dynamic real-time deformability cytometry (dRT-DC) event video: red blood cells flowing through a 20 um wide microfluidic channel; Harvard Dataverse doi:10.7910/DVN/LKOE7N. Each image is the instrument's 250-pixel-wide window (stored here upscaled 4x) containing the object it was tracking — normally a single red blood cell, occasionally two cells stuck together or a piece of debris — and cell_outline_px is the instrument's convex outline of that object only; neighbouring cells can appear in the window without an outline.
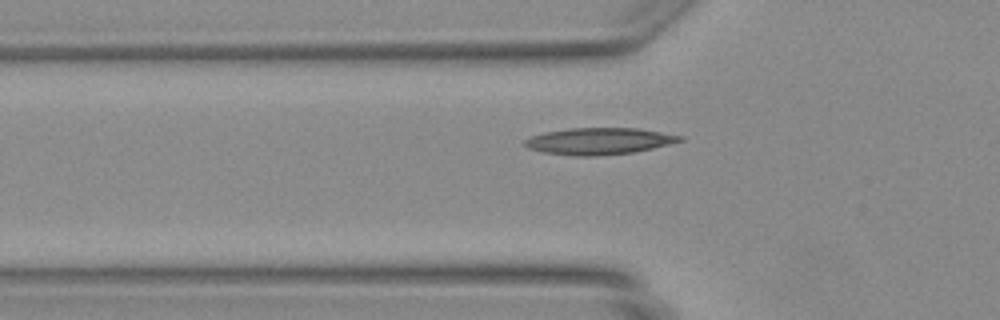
{"species": "Egyptian fruit bat (a non-hibernating species)", "species_latin": "Rousettus aegyptiacus", "temperature_condition": "warm", "stored_images_in_passage": 31, "camera_frame_rate_fps": 3000, "um_per_image_px": 0.085, "animal": {"sex": "female"}, "frame": {"image": 1, "passage_image": 4, "time_ms": 1.0, "image_size_px": [1000, 320], "cell_outline_px": [[684, 140], [652, 148], [632, 152], [596, 156], [572, 156], [544, 152], [528, 148], [524, 144], [524, 140], [532, 136], [544, 132], [568, 128], [640, 128], [684, 136]], "centroid_in_image_um": [50.92, 11.99], "position_along_channel_um": 74.9, "area_um2": 24.1}}
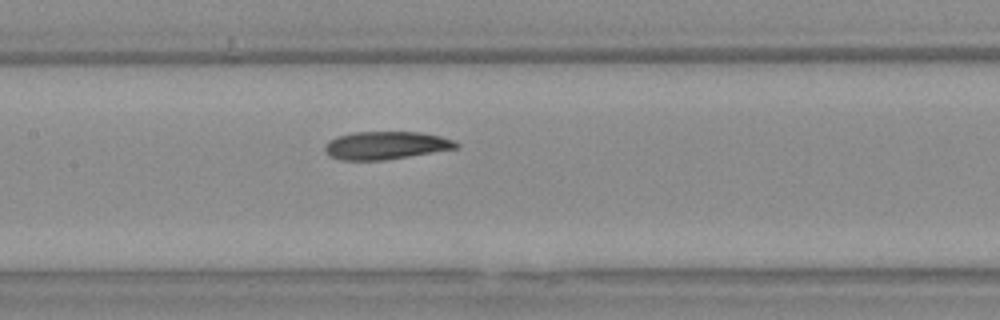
{"frame": {"image": 2, "passage_image": 11, "time_ms": 3.333, "image_size_px": [1000, 320], "cell_outline_px": [[460, 148], [408, 156], [380, 160], [344, 160], [332, 156], [324, 148], [324, 144], [328, 140], [336, 136], [352, 132], [420, 132], [440, 136], [452, 140], [460, 144]], "centroid_in_image_um": [32.81, 12.34], "position_along_channel_um": 174.6, "area_um2": 21.21}}
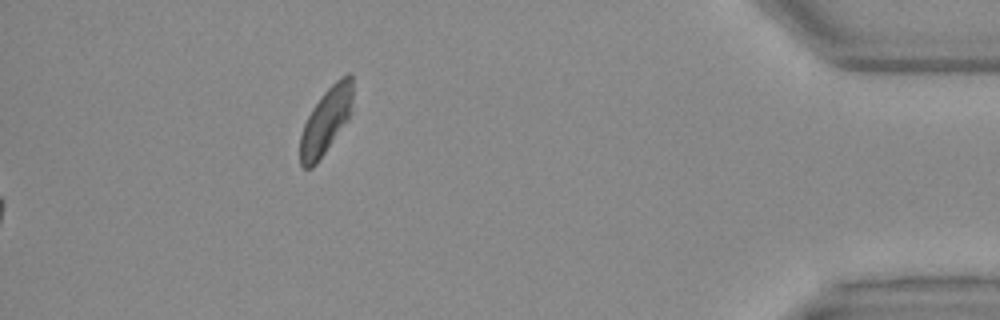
{"frame": {"image": 3, "passage_image": 31, "time_ms": 10.0, "image_size_px": [1000, 320], "cell_outline_px": [[352, 100], [348, 120], [316, 164], [312, 168], [304, 168], [300, 164], [300, 136], [304, 124], [312, 108], [320, 96], [340, 76], [348, 72], [352, 72]], "centroid_in_image_um": [27.7, 10.25], "position_along_channel_um": 407.5, "area_um2": 20.17}}